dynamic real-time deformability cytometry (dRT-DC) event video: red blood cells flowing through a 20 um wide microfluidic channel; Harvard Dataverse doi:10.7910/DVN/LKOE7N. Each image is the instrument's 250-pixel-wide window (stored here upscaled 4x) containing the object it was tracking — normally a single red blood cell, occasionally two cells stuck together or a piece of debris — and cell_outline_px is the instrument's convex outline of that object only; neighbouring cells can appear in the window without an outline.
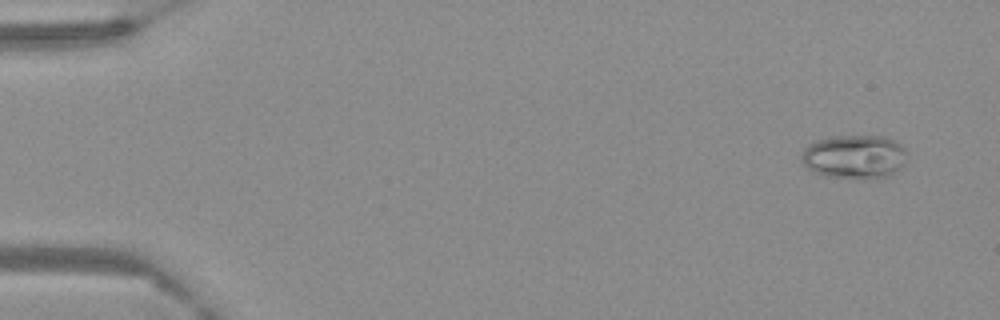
{"species": "Egyptian fruit bat (a non-hibernating species)", "species_latin": "Rousettus aegyptiacus", "temperature_condition": "warm", "stored_images_in_passage": 62, "camera_frame_rate_fps": 3000, "um_per_image_px": 0.085, "frame": {"image": 1, "passage_image": 4, "time_ms": 1.0, "image_size_px": [1000, 320], "cell_outline_px": [[908, 152], [904, 164], [892, 176], [876, 180], [856, 180], [828, 176], [816, 172], [808, 168], [800, 160], [804, 148], [808, 144], [816, 140], [832, 136], [884, 136], [900, 144]], "centroid_in_image_um": [72.66, 13.36], "position_along_channel_um": 12.3, "area_um2": 27.63}}
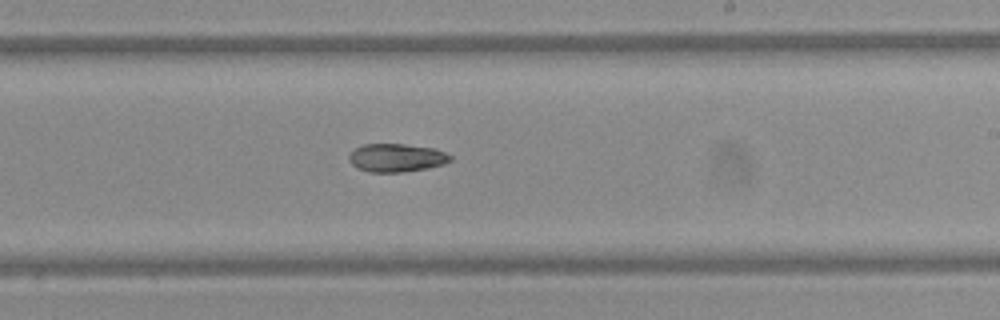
{"frame": {"image": 2, "passage_image": 38, "time_ms": 12.333, "image_size_px": [1000, 320], "cell_outline_px": [[452, 160], [444, 164], [428, 168], [404, 172], [368, 172], [356, 168], [348, 160], [348, 156], [356, 148], [364, 144], [404, 144], [436, 148], [452, 156]], "centroid_in_image_um": [33.71, 13.41], "position_along_channel_um": 255.3, "area_um2": 16.82}}
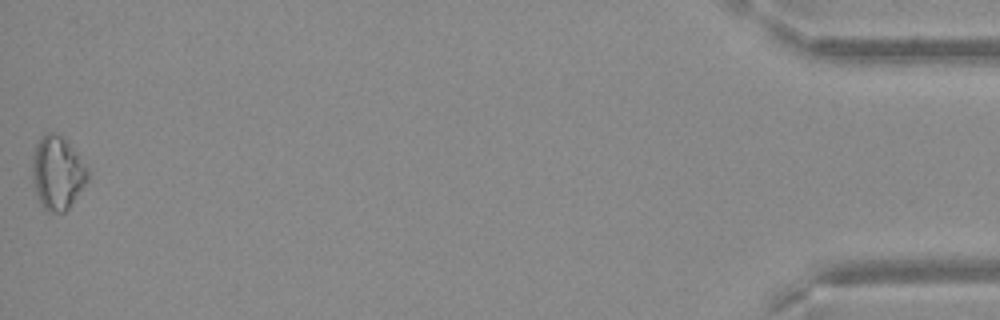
{"frame": {"image": 3, "passage_image": 62, "time_ms": 20.333, "image_size_px": [1000, 320], "cell_outline_px": [[88, 180], [68, 208], [64, 212], [48, 212], [44, 208], [36, 196], [32, 176], [32, 156], [36, 144], [44, 132], [52, 132], [60, 136], [68, 144], [88, 172]], "centroid_in_image_um": [4.82, 14.72], "position_along_channel_um": 430.4, "area_um2": 23.12}}